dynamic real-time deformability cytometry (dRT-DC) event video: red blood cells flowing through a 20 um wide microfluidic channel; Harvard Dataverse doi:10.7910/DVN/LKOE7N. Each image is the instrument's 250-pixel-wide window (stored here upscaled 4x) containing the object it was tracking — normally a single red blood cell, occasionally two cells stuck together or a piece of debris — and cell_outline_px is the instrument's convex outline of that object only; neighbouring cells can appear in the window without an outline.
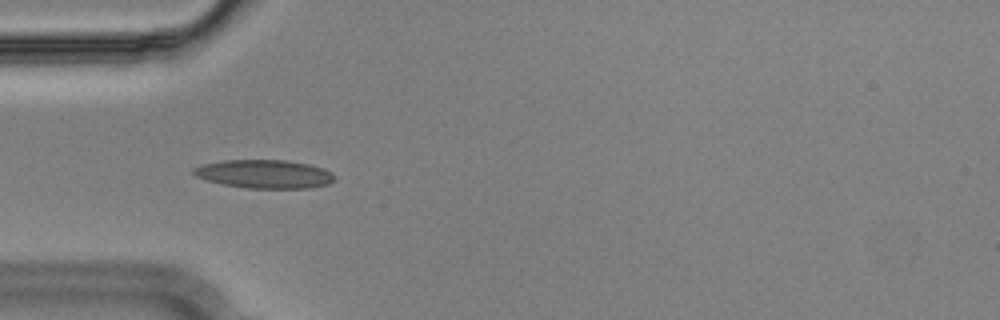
{"species": "Egyptian fruit bat (a non-hibernating species)", "species_latin": "Rousettus aegyptiacus", "temperature_condition": "cold", "stored_images_in_passage": 10, "camera_frame_rate_fps": 3000, "um_per_image_px": 0.085, "animal": {"sex": "male"}, "frame": {"image": 1, "passage_image": 4, "time_ms": 1.0, "image_size_px": [1000, 320], "cell_outline_px": [[336, 180], [328, 184], [312, 188], [248, 188], [220, 184], [196, 176], [192, 172], [192, 168], [204, 164], [224, 160], [284, 160], [308, 164], [324, 168], [332, 172]], "centroid_in_image_um": [22.5, 14.79], "position_along_channel_um": 62.5, "area_um2": 23.47}}
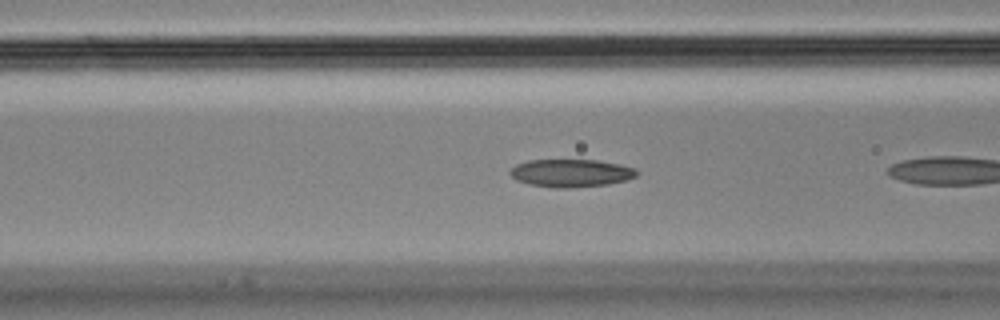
{"frame": {"image": 2, "passage_image": 6, "time_ms": 1.667, "image_size_px": [1000, 320], "cell_outline_px": [[636, 176], [624, 180], [608, 184], [568, 188], [556, 188], [528, 184], [516, 180], [508, 172], [516, 164], [528, 160], [596, 160], [620, 164], [636, 168]], "centroid_in_image_um": [48.5, 14.71], "position_along_channel_um": 118.1, "area_um2": 20.46}}
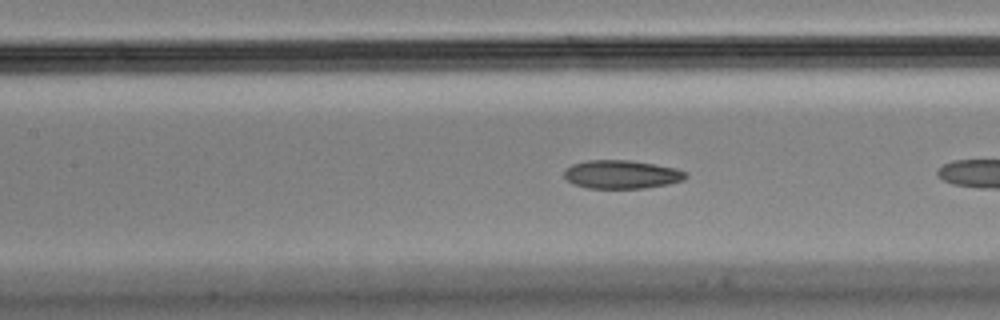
{"frame": {"image": 3, "passage_image": 9, "time_ms": 2.667, "image_size_px": [1000, 320], "cell_outline_px": [[688, 176], [684, 180], [668, 184], [644, 188], [588, 188], [572, 184], [564, 176], [564, 172], [572, 164], [588, 160], [628, 160], [676, 168], [684, 172]], "centroid_in_image_um": [52.83, 14.83], "position_along_channel_um": 154.6, "area_um2": 20.0}}